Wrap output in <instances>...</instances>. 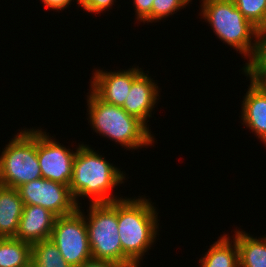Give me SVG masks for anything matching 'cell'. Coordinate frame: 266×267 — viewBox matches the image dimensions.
Here are the masks:
<instances>
[{"label": "cell", "instance_id": "6da1fadb", "mask_svg": "<svg viewBox=\"0 0 266 267\" xmlns=\"http://www.w3.org/2000/svg\"><path fill=\"white\" fill-rule=\"evenodd\" d=\"M157 215L155 207L145 197L118 200V233L123 265L140 267L142 257L152 247L158 234Z\"/></svg>", "mask_w": 266, "mask_h": 267}, {"label": "cell", "instance_id": "7a4b0ae2", "mask_svg": "<svg viewBox=\"0 0 266 267\" xmlns=\"http://www.w3.org/2000/svg\"><path fill=\"white\" fill-rule=\"evenodd\" d=\"M125 174L110 164L105 157L80 144L73 162L70 193L79 206L78 197H91V203H110L122 199L111 192L115 186L124 183ZM118 197V199H117Z\"/></svg>", "mask_w": 266, "mask_h": 267}, {"label": "cell", "instance_id": "3957f363", "mask_svg": "<svg viewBox=\"0 0 266 267\" xmlns=\"http://www.w3.org/2000/svg\"><path fill=\"white\" fill-rule=\"evenodd\" d=\"M89 93L88 118L96 133L114 140L127 150L154 143L149 127L137 117L126 113L122 107L104 102L93 91Z\"/></svg>", "mask_w": 266, "mask_h": 267}, {"label": "cell", "instance_id": "277c9868", "mask_svg": "<svg viewBox=\"0 0 266 267\" xmlns=\"http://www.w3.org/2000/svg\"><path fill=\"white\" fill-rule=\"evenodd\" d=\"M201 14L215 34L246 58L255 47L256 27L236 8L232 0H201ZM253 40V41H252Z\"/></svg>", "mask_w": 266, "mask_h": 267}, {"label": "cell", "instance_id": "5b68a950", "mask_svg": "<svg viewBox=\"0 0 266 267\" xmlns=\"http://www.w3.org/2000/svg\"><path fill=\"white\" fill-rule=\"evenodd\" d=\"M0 155V185L18 188L42 177L37 158V130L17 133Z\"/></svg>", "mask_w": 266, "mask_h": 267}, {"label": "cell", "instance_id": "8992f818", "mask_svg": "<svg viewBox=\"0 0 266 267\" xmlns=\"http://www.w3.org/2000/svg\"><path fill=\"white\" fill-rule=\"evenodd\" d=\"M85 223L93 259L122 264V246L118 233V200L90 203Z\"/></svg>", "mask_w": 266, "mask_h": 267}, {"label": "cell", "instance_id": "52a82bcc", "mask_svg": "<svg viewBox=\"0 0 266 267\" xmlns=\"http://www.w3.org/2000/svg\"><path fill=\"white\" fill-rule=\"evenodd\" d=\"M50 239L71 267H80L92 258L88 230L80 205L73 213L56 218Z\"/></svg>", "mask_w": 266, "mask_h": 267}, {"label": "cell", "instance_id": "ba28073f", "mask_svg": "<svg viewBox=\"0 0 266 267\" xmlns=\"http://www.w3.org/2000/svg\"><path fill=\"white\" fill-rule=\"evenodd\" d=\"M24 206L39 205L57 217L73 213L78 205L70 193L69 186L39 178L17 188Z\"/></svg>", "mask_w": 266, "mask_h": 267}, {"label": "cell", "instance_id": "9c48e42d", "mask_svg": "<svg viewBox=\"0 0 266 267\" xmlns=\"http://www.w3.org/2000/svg\"><path fill=\"white\" fill-rule=\"evenodd\" d=\"M76 152L37 129V158L42 178L70 185Z\"/></svg>", "mask_w": 266, "mask_h": 267}, {"label": "cell", "instance_id": "30bf717a", "mask_svg": "<svg viewBox=\"0 0 266 267\" xmlns=\"http://www.w3.org/2000/svg\"><path fill=\"white\" fill-rule=\"evenodd\" d=\"M142 72L139 66L115 72L99 69L93 73L90 88L104 102L122 107L129 95L132 82Z\"/></svg>", "mask_w": 266, "mask_h": 267}, {"label": "cell", "instance_id": "8fae6325", "mask_svg": "<svg viewBox=\"0 0 266 267\" xmlns=\"http://www.w3.org/2000/svg\"><path fill=\"white\" fill-rule=\"evenodd\" d=\"M57 216L39 205L23 207L16 239L34 244L50 239Z\"/></svg>", "mask_w": 266, "mask_h": 267}, {"label": "cell", "instance_id": "7c38bea8", "mask_svg": "<svg viewBox=\"0 0 266 267\" xmlns=\"http://www.w3.org/2000/svg\"><path fill=\"white\" fill-rule=\"evenodd\" d=\"M153 78L142 72L133 82L129 95L122 108L130 115L137 117L147 126V119L151 116L155 104L158 102L159 90Z\"/></svg>", "mask_w": 266, "mask_h": 267}, {"label": "cell", "instance_id": "4fadbf2b", "mask_svg": "<svg viewBox=\"0 0 266 267\" xmlns=\"http://www.w3.org/2000/svg\"><path fill=\"white\" fill-rule=\"evenodd\" d=\"M242 101V124L255 132L266 145V91L254 80H250V86Z\"/></svg>", "mask_w": 266, "mask_h": 267}, {"label": "cell", "instance_id": "5bb4252c", "mask_svg": "<svg viewBox=\"0 0 266 267\" xmlns=\"http://www.w3.org/2000/svg\"><path fill=\"white\" fill-rule=\"evenodd\" d=\"M23 207L16 188L0 185V238L16 236Z\"/></svg>", "mask_w": 266, "mask_h": 267}, {"label": "cell", "instance_id": "9a60e30c", "mask_svg": "<svg viewBox=\"0 0 266 267\" xmlns=\"http://www.w3.org/2000/svg\"><path fill=\"white\" fill-rule=\"evenodd\" d=\"M234 235L239 252V267H266V237L257 239L237 229Z\"/></svg>", "mask_w": 266, "mask_h": 267}, {"label": "cell", "instance_id": "2e32d148", "mask_svg": "<svg viewBox=\"0 0 266 267\" xmlns=\"http://www.w3.org/2000/svg\"><path fill=\"white\" fill-rule=\"evenodd\" d=\"M223 235L214 242L204 257L199 259L200 267H239V252L236 241ZM233 242V244H232Z\"/></svg>", "mask_w": 266, "mask_h": 267}, {"label": "cell", "instance_id": "e0dca14e", "mask_svg": "<svg viewBox=\"0 0 266 267\" xmlns=\"http://www.w3.org/2000/svg\"><path fill=\"white\" fill-rule=\"evenodd\" d=\"M31 244L15 237L0 238V267H31Z\"/></svg>", "mask_w": 266, "mask_h": 267}, {"label": "cell", "instance_id": "ac0fdd59", "mask_svg": "<svg viewBox=\"0 0 266 267\" xmlns=\"http://www.w3.org/2000/svg\"><path fill=\"white\" fill-rule=\"evenodd\" d=\"M31 267H71L51 239L31 245Z\"/></svg>", "mask_w": 266, "mask_h": 267}, {"label": "cell", "instance_id": "d6986e66", "mask_svg": "<svg viewBox=\"0 0 266 267\" xmlns=\"http://www.w3.org/2000/svg\"><path fill=\"white\" fill-rule=\"evenodd\" d=\"M242 70L254 81L266 71V26L256 29L253 53Z\"/></svg>", "mask_w": 266, "mask_h": 267}, {"label": "cell", "instance_id": "ffe728a7", "mask_svg": "<svg viewBox=\"0 0 266 267\" xmlns=\"http://www.w3.org/2000/svg\"><path fill=\"white\" fill-rule=\"evenodd\" d=\"M236 8L256 28L266 26V0H232Z\"/></svg>", "mask_w": 266, "mask_h": 267}, {"label": "cell", "instance_id": "44dd1931", "mask_svg": "<svg viewBox=\"0 0 266 267\" xmlns=\"http://www.w3.org/2000/svg\"><path fill=\"white\" fill-rule=\"evenodd\" d=\"M191 1L192 0H153L150 22H157L169 15L177 13L180 8H184L185 5H188Z\"/></svg>", "mask_w": 266, "mask_h": 267}, {"label": "cell", "instance_id": "7402d4cb", "mask_svg": "<svg viewBox=\"0 0 266 267\" xmlns=\"http://www.w3.org/2000/svg\"><path fill=\"white\" fill-rule=\"evenodd\" d=\"M79 6L82 9L86 10L90 13H100L101 11H105V9H109L113 7L114 1L116 0H76Z\"/></svg>", "mask_w": 266, "mask_h": 267}, {"label": "cell", "instance_id": "603a6c76", "mask_svg": "<svg viewBox=\"0 0 266 267\" xmlns=\"http://www.w3.org/2000/svg\"><path fill=\"white\" fill-rule=\"evenodd\" d=\"M137 19L143 23L150 22L153 0H133Z\"/></svg>", "mask_w": 266, "mask_h": 267}, {"label": "cell", "instance_id": "cb8c5ba5", "mask_svg": "<svg viewBox=\"0 0 266 267\" xmlns=\"http://www.w3.org/2000/svg\"><path fill=\"white\" fill-rule=\"evenodd\" d=\"M80 267H128V266H125L120 263L91 258L90 260L85 261Z\"/></svg>", "mask_w": 266, "mask_h": 267}, {"label": "cell", "instance_id": "d4e9b609", "mask_svg": "<svg viewBox=\"0 0 266 267\" xmlns=\"http://www.w3.org/2000/svg\"><path fill=\"white\" fill-rule=\"evenodd\" d=\"M45 7L53 10H64L69 7L72 0H41Z\"/></svg>", "mask_w": 266, "mask_h": 267}, {"label": "cell", "instance_id": "484cf974", "mask_svg": "<svg viewBox=\"0 0 266 267\" xmlns=\"http://www.w3.org/2000/svg\"><path fill=\"white\" fill-rule=\"evenodd\" d=\"M255 82L266 91V71L263 72Z\"/></svg>", "mask_w": 266, "mask_h": 267}]
</instances>
